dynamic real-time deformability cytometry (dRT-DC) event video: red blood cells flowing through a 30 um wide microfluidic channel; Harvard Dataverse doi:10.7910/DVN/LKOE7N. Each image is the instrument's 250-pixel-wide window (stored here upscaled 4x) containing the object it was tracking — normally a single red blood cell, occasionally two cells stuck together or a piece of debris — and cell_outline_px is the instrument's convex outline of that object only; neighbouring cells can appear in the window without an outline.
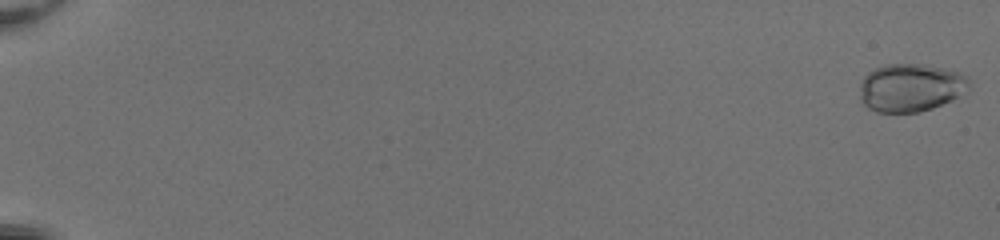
{"species": "common noctule bat (a hibernating species)", "species_latin": "Nyctalus noctula", "temperature_condition": "room temperature", "stored_images_in_passage": 53, "camera_frame_rate_fps": 3000, "um_per_image_px": 0.085, "animal": {"sex": "female", "body_mass_g": 20.0, "forearm_length_mm": 54.0}, "frame": {"image": 1, "passage_image": 1, "time_ms": 0.0, "image_size_px": [1000, 240], "cell_outline_px": [[968, 88], [952, 100], [932, 108], [920, 112], [876, 112], [868, 108], [860, 100], [860, 84], [864, 76], [868, 72], [884, 64], [924, 64], [944, 68], [960, 72], [968, 76]], "centroid_in_image_um": [77.38, 7.44], "position_along_channel_um": 7.6, "area_um2": 30.69}}
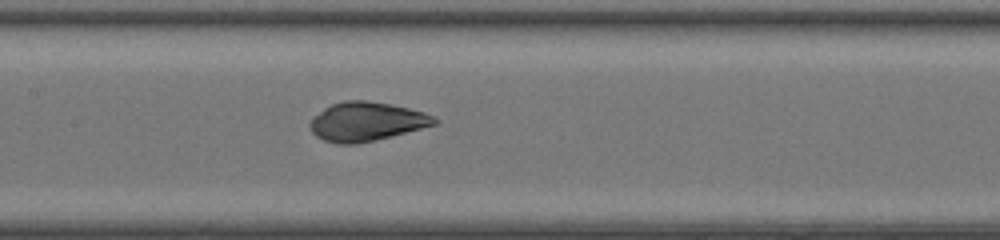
{"frame": {"image": 2, "passage_image": 29, "time_ms": 9.333, "image_size_px": [1000, 240], "cell_outline_px": [[440, 120], [436, 124], [392, 136], [356, 144], [340, 144], [324, 140], [316, 136], [312, 132], [308, 124], [324, 108], [332, 104], [344, 100], [368, 100], [392, 104], [424, 112]], "centroid_in_image_um": [31.15, 10.33], "position_along_channel_um": 176.2, "area_um2": 28.09}}
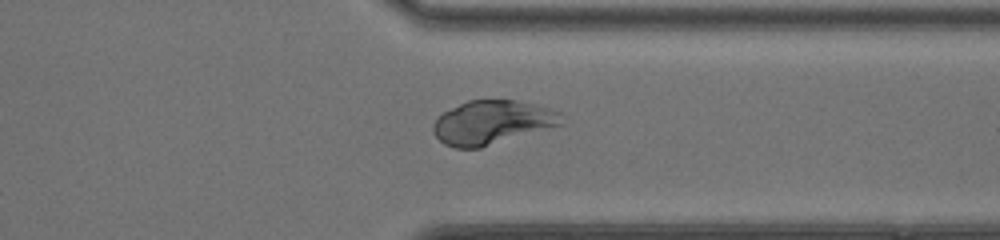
{"frame": {"image": 3, "passage_image": 43, "time_ms": 14.0, "image_size_px": [1000, 240], "cell_outline_px": [[564, 124], [480, 148], [456, 148], [444, 144], [432, 132], [432, 124], [444, 112], [468, 100], [516, 100], [536, 104], [560, 112]], "centroid_in_image_um": [41.84, 10.41], "position_along_channel_um": 369.6, "area_um2": 32.66}, "authors_computed_cell_mechanics": {"area_um2": 28.8422, "velocity_mm_per_s": 4.1533, "shape_relaxation_time_tau1_ms": 1.6735, "shape_relaxation_time_tau2_ms": null, "deformation_change_tau1": 0.0444, "deformation_change_tau2": null}}